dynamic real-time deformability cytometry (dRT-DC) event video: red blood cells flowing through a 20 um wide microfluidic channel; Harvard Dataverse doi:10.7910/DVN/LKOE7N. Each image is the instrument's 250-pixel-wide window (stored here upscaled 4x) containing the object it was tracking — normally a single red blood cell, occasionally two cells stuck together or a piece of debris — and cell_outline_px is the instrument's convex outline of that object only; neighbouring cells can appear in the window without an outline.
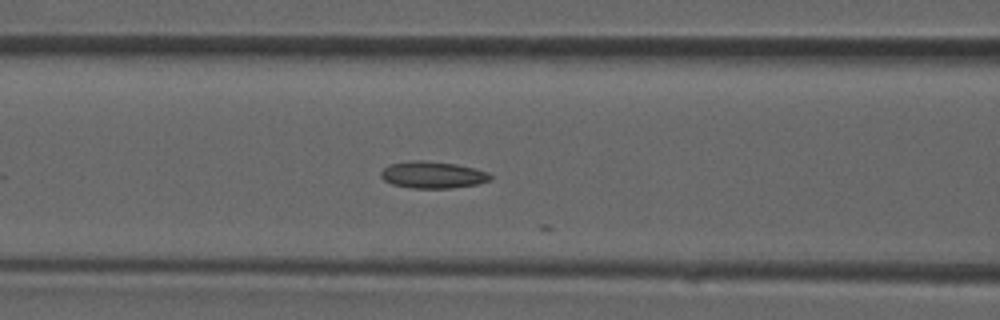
{"species": "common noctule bat (a hibernating species)", "species_latin": "Nyctalus noctula", "temperature_condition": "room temperature", "stored_images_in_passage": 20, "camera_frame_rate_fps": 3000, "um_per_image_px": 0.085, "animal": {"sex": "male", "forearm_length_mm": 52.5}, "frame": {"image": 1, "passage_image": 16, "time_ms": 5.0, "image_size_px": [1000, 320], "cell_outline_px": [[492, 180], [476, 184], [452, 188], [412, 188], [392, 184], [384, 180], [380, 176], [380, 172], [388, 164], [408, 160], [420, 160], [456, 164], [488, 172], [492, 176]], "centroid_in_image_um": [36.75, 14.86], "position_along_channel_um": 129.9, "area_um2": 17.17}}
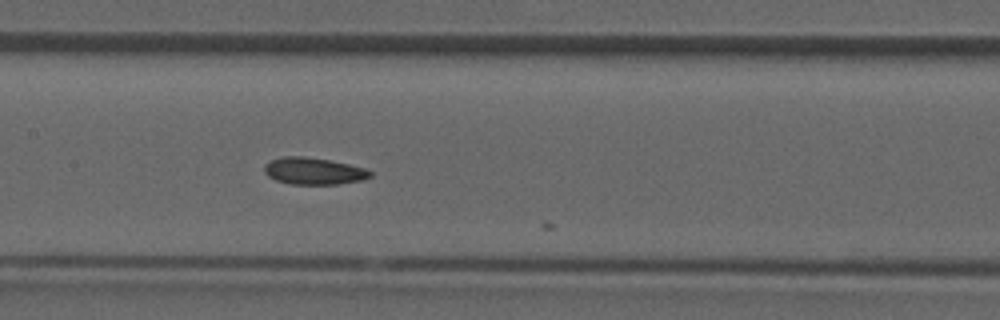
{"frame": {"image": 2, "passage_image": 19, "time_ms": 6.0, "image_size_px": [1000, 320], "cell_outline_px": [[372, 176], [364, 180], [336, 184], [292, 184], [276, 180], [268, 176], [264, 172], [264, 164], [272, 160], [284, 156], [304, 156], [332, 160], [364, 168], [372, 172]], "centroid_in_image_um": [26.67, 14.53], "position_along_channel_um": 180.7, "area_um2": 16.65}}